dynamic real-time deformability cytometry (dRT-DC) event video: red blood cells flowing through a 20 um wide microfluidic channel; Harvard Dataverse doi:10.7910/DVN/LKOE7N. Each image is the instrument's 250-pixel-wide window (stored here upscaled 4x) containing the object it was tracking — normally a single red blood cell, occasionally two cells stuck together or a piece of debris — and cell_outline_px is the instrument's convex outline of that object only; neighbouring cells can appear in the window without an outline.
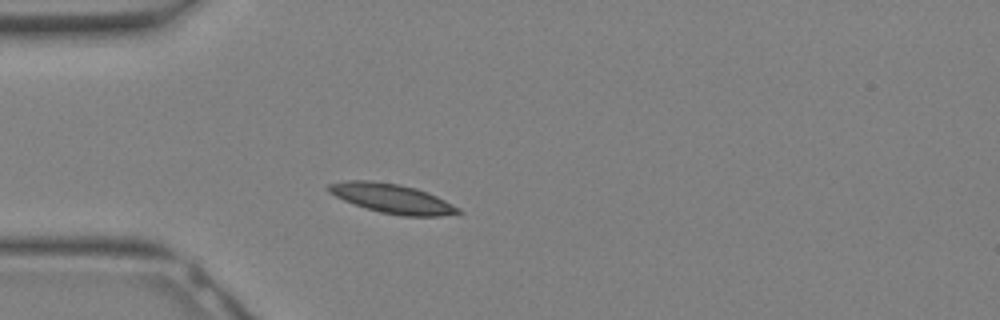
{"species": "Egyptian fruit bat (a non-hibernating species)", "species_latin": "Rousettus aegyptiacus", "temperature_condition": "warm", "stored_images_in_passage": 28, "camera_frame_rate_fps": 3000, "um_per_image_px": 0.085, "animal": {"sex": "female"}, "frame": {"image": 1, "passage_image": 5, "time_ms": 1.333, "image_size_px": [1000, 320], "cell_outline_px": [[464, 212], [440, 216], [400, 216], [380, 212], [344, 200], [328, 192], [328, 184], [344, 180], [368, 180], [396, 184], [416, 188], [436, 196], [460, 208]], "centroid_in_image_um": [33.33, 16.87], "position_along_channel_um": 51.7, "area_um2": 21.91}}
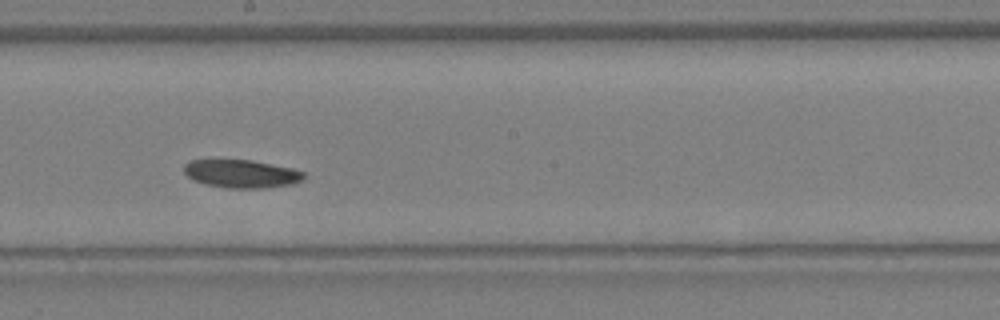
{"frame": {"image": 2, "passage_image": 14, "time_ms": 4.333, "image_size_px": [1000, 320], "cell_outline_px": [[304, 180], [292, 184], [264, 188], [228, 188], [208, 184], [192, 180], [184, 172], [184, 164], [188, 160], [252, 160], [292, 168], [304, 172]], "centroid_in_image_um": [20.53, 14.76], "position_along_channel_um": 227.7, "area_um2": 19.59}}
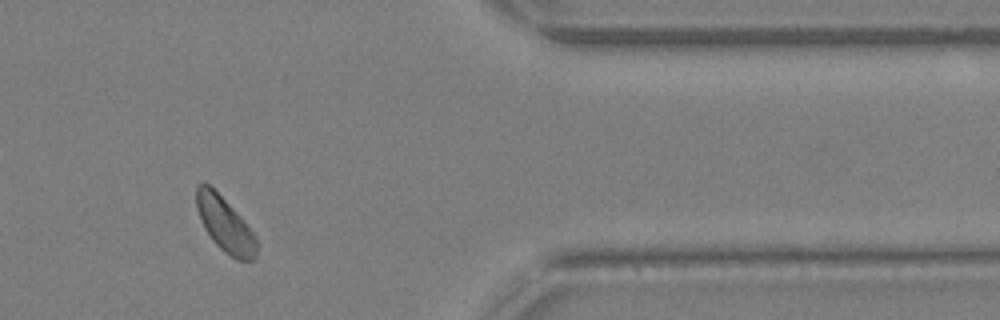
{"frame": {"image": 3, "passage_image": 23, "time_ms": 7.333, "image_size_px": [1000, 320], "cell_outline_px": [[256, 256], [252, 260], [236, 260], [224, 252], [212, 240], [204, 228], [200, 220], [196, 208], [196, 184], [200, 180], [208, 184], [240, 216], [256, 236]], "centroid_in_image_um": [19.08, 19.07], "position_along_channel_um": 392.3, "area_um2": 19.07}}